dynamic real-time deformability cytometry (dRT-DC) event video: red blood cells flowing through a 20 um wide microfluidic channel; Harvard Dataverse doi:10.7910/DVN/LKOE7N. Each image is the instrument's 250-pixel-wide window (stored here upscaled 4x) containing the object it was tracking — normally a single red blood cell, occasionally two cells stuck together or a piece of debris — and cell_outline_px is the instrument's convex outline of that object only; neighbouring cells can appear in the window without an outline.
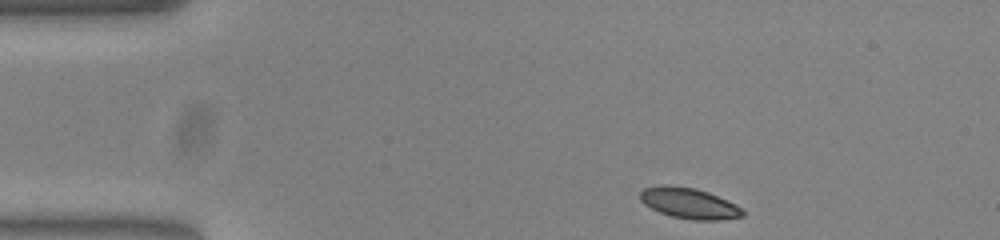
{"species": "common noctule bat (a hibernating species)", "species_latin": "Nyctalus noctula", "temperature_condition": "warm", "stored_images_in_passage": 46, "camera_frame_rate_fps": 3000, "um_per_image_px": 0.085, "animal": {"sex": "female", "body_mass_g": 23.0, "forearm_length_mm": 53.4}, "frame": {"image": 1, "passage_image": 1, "time_ms": 0.0, "image_size_px": [1000, 240], "cell_outline_px": [[744, 216], [716, 220], [692, 220], [672, 216], [660, 212], [644, 204], [640, 200], [640, 192], [644, 188], [660, 184], [668, 184], [696, 188], [708, 192], [736, 204], [744, 212]], "centroid_in_image_um": [58.55, 17.26], "position_along_channel_um": 26.5, "area_um2": 18.38}}
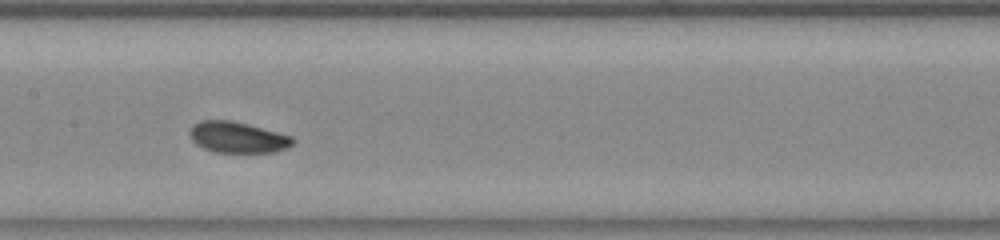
{"frame": {"image": 2, "passage_image": 19, "time_ms": 6.0, "image_size_px": [1000, 240], "cell_outline_px": [[296, 140], [288, 148], [276, 152], [216, 152], [204, 148], [196, 144], [192, 140], [188, 132], [192, 124], [200, 120], [232, 120], [248, 124], [292, 136]], "centroid_in_image_um": [20.19, 11.66], "position_along_channel_um": 187.2, "area_um2": 18.79}}
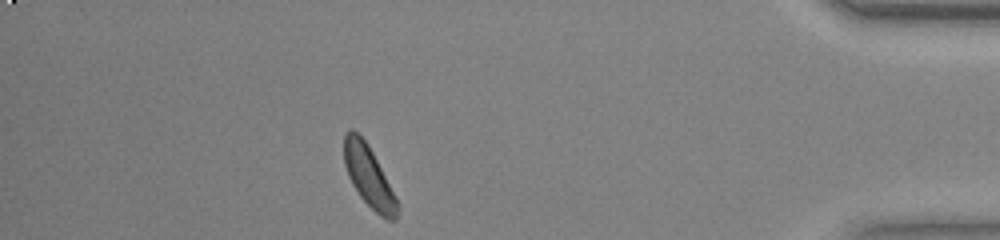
{"frame": {"image": 3, "passage_image": 40, "time_ms": 13.0, "image_size_px": [1000, 240], "cell_outline_px": [[400, 208], [396, 220], [388, 220], [380, 216], [360, 196], [352, 184], [348, 176], [344, 164], [344, 132], [348, 128], [352, 128], [368, 144], [400, 204]], "centroid_in_image_um": [31.35, 15.0], "position_along_channel_um": 403.8, "area_um2": 18.96}, "authors_computed_cell_mechanics": {"area_um2": 18.6983, "velocity_mm_per_s": 3.7875, "shape_relaxation_time_tau1_ms": 2.7299, "shape_relaxation_time_tau2_ms": null, "deformation_change_tau1": 0.0899, "deformation_change_tau2": null}}